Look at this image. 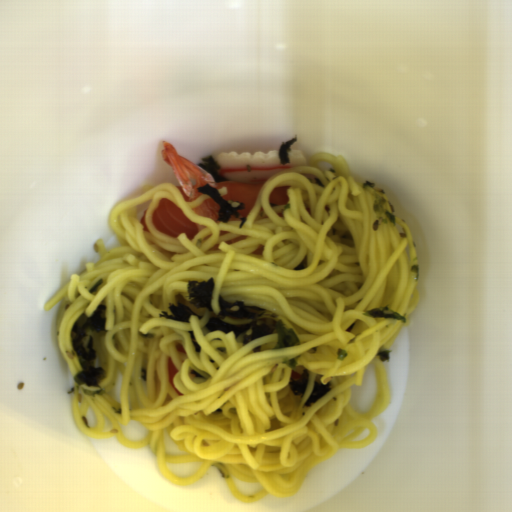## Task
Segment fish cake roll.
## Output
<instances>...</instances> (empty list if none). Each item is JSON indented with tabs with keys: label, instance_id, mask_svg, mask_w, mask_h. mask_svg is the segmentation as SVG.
I'll list each match as a JSON object with an SVG mask.
<instances>
[{
	"label": "fish cake roll",
	"instance_id": "fish-cake-roll-1",
	"mask_svg": "<svg viewBox=\"0 0 512 512\" xmlns=\"http://www.w3.org/2000/svg\"><path fill=\"white\" fill-rule=\"evenodd\" d=\"M287 156L288 163L282 164L277 150H270L268 153L257 150L254 154L232 150L220 153L215 161L220 167L219 174L228 180L259 184L277 172L307 164L305 154L301 150L290 149Z\"/></svg>",
	"mask_w": 512,
	"mask_h": 512
}]
</instances>
